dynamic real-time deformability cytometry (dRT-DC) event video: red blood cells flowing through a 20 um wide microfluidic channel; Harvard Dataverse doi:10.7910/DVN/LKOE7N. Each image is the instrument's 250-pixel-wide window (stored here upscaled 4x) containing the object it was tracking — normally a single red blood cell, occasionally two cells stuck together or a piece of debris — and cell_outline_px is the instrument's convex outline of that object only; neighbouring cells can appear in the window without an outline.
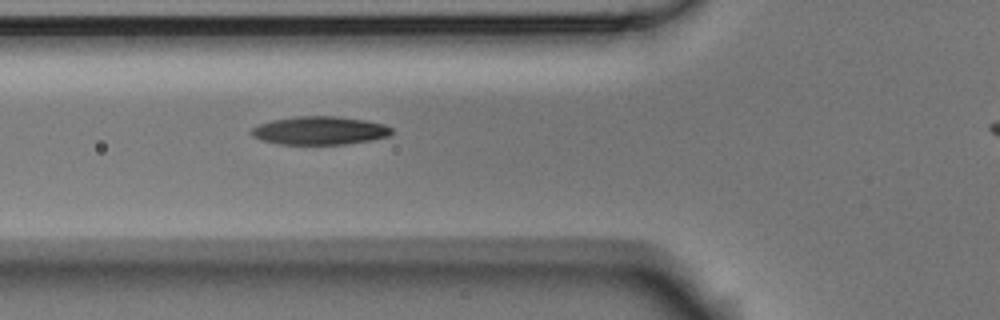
{"species": "Egyptian fruit bat (a non-hibernating species)", "species_latin": "Rousettus aegyptiacus", "temperature_condition": "room temperature", "stored_images_in_passage": 5, "segment_of_instrument_passage": [1, 2], "camera_frame_rate_fps": 3000, "um_per_image_px": 0.085, "animal": {"sex": "male"}, "frame": {"image": 1, "passage_image": 4, "time_ms": 1.0, "image_size_px": [1000, 320], "cell_outline_px": [[392, 132], [388, 136], [368, 140], [344, 144], [280, 144], [260, 140], [252, 136], [248, 132], [252, 128], [260, 124], [272, 120], [296, 116], [336, 116], [364, 120], [384, 124], [392, 128]], "centroid_in_image_um": [27.12, 11.09], "position_along_channel_um": 98.7, "area_um2": 23.0}}